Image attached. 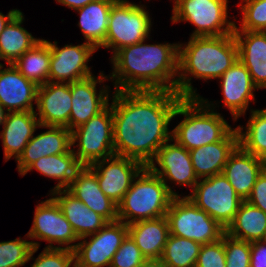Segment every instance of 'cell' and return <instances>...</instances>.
Segmentation results:
<instances>
[{
    "mask_svg": "<svg viewBox=\"0 0 266 267\" xmlns=\"http://www.w3.org/2000/svg\"><path fill=\"white\" fill-rule=\"evenodd\" d=\"M112 96L115 155L148 167L158 149L172 141L168 125L183 99L172 91H114Z\"/></svg>",
    "mask_w": 266,
    "mask_h": 267,
    "instance_id": "6da1fadb",
    "label": "cell"
},
{
    "mask_svg": "<svg viewBox=\"0 0 266 267\" xmlns=\"http://www.w3.org/2000/svg\"><path fill=\"white\" fill-rule=\"evenodd\" d=\"M145 40L117 50L111 57L115 91L176 92L178 44H144ZM176 77V78H175Z\"/></svg>",
    "mask_w": 266,
    "mask_h": 267,
    "instance_id": "7a4b0ae2",
    "label": "cell"
},
{
    "mask_svg": "<svg viewBox=\"0 0 266 267\" xmlns=\"http://www.w3.org/2000/svg\"><path fill=\"white\" fill-rule=\"evenodd\" d=\"M237 59L238 45L233 33L190 37L188 43L179 44L176 93L183 98H199L191 78L219 79Z\"/></svg>",
    "mask_w": 266,
    "mask_h": 267,
    "instance_id": "3957f363",
    "label": "cell"
},
{
    "mask_svg": "<svg viewBox=\"0 0 266 267\" xmlns=\"http://www.w3.org/2000/svg\"><path fill=\"white\" fill-rule=\"evenodd\" d=\"M213 105L202 97L183 98L173 118L183 115L184 119L172 130V142L176 141L190 151L221 141L232 127L220 113L214 112Z\"/></svg>",
    "mask_w": 266,
    "mask_h": 267,
    "instance_id": "277c9868",
    "label": "cell"
},
{
    "mask_svg": "<svg viewBox=\"0 0 266 267\" xmlns=\"http://www.w3.org/2000/svg\"><path fill=\"white\" fill-rule=\"evenodd\" d=\"M173 198L162 179L144 167L118 204V220L129 225L166 216Z\"/></svg>",
    "mask_w": 266,
    "mask_h": 267,
    "instance_id": "5b68a950",
    "label": "cell"
},
{
    "mask_svg": "<svg viewBox=\"0 0 266 267\" xmlns=\"http://www.w3.org/2000/svg\"><path fill=\"white\" fill-rule=\"evenodd\" d=\"M144 7L128 0H116L109 13L105 42L100 47L111 48L114 54L125 46L149 38L152 18Z\"/></svg>",
    "mask_w": 266,
    "mask_h": 267,
    "instance_id": "8992f818",
    "label": "cell"
},
{
    "mask_svg": "<svg viewBox=\"0 0 266 267\" xmlns=\"http://www.w3.org/2000/svg\"><path fill=\"white\" fill-rule=\"evenodd\" d=\"M74 145L78 149L72 151L82 166L115 155L111 105L71 131V146Z\"/></svg>",
    "mask_w": 266,
    "mask_h": 267,
    "instance_id": "52a82bcc",
    "label": "cell"
},
{
    "mask_svg": "<svg viewBox=\"0 0 266 267\" xmlns=\"http://www.w3.org/2000/svg\"><path fill=\"white\" fill-rule=\"evenodd\" d=\"M171 235L203 244L222 238L225 228L189 198L174 197L166 213Z\"/></svg>",
    "mask_w": 266,
    "mask_h": 267,
    "instance_id": "ba28073f",
    "label": "cell"
},
{
    "mask_svg": "<svg viewBox=\"0 0 266 267\" xmlns=\"http://www.w3.org/2000/svg\"><path fill=\"white\" fill-rule=\"evenodd\" d=\"M228 0H182L173 7L171 21H186L196 29L190 37L221 36L234 33L236 23L228 20Z\"/></svg>",
    "mask_w": 266,
    "mask_h": 267,
    "instance_id": "9c48e42d",
    "label": "cell"
},
{
    "mask_svg": "<svg viewBox=\"0 0 266 267\" xmlns=\"http://www.w3.org/2000/svg\"><path fill=\"white\" fill-rule=\"evenodd\" d=\"M199 180L186 197L226 229L243 200L223 173Z\"/></svg>",
    "mask_w": 266,
    "mask_h": 267,
    "instance_id": "30bf717a",
    "label": "cell"
},
{
    "mask_svg": "<svg viewBox=\"0 0 266 267\" xmlns=\"http://www.w3.org/2000/svg\"><path fill=\"white\" fill-rule=\"evenodd\" d=\"M128 235V226L116 220L75 244V267H110L114 254ZM89 238V241L86 239Z\"/></svg>",
    "mask_w": 266,
    "mask_h": 267,
    "instance_id": "8fae6325",
    "label": "cell"
},
{
    "mask_svg": "<svg viewBox=\"0 0 266 267\" xmlns=\"http://www.w3.org/2000/svg\"><path fill=\"white\" fill-rule=\"evenodd\" d=\"M26 236L48 242L46 248H64L66 245V249L74 250L75 244L72 243L79 241L53 196L36 206L33 224ZM54 243L59 246H54Z\"/></svg>",
    "mask_w": 266,
    "mask_h": 267,
    "instance_id": "7c38bea8",
    "label": "cell"
},
{
    "mask_svg": "<svg viewBox=\"0 0 266 267\" xmlns=\"http://www.w3.org/2000/svg\"><path fill=\"white\" fill-rule=\"evenodd\" d=\"M51 50L48 82L72 83L92 76L87 63L97 50L86 41L80 45L67 44L62 48L57 42L45 40Z\"/></svg>",
    "mask_w": 266,
    "mask_h": 267,
    "instance_id": "4fadbf2b",
    "label": "cell"
},
{
    "mask_svg": "<svg viewBox=\"0 0 266 267\" xmlns=\"http://www.w3.org/2000/svg\"><path fill=\"white\" fill-rule=\"evenodd\" d=\"M168 142L170 141H167L158 149L155 158L148 168L162 179L174 197H180L167 184L168 180L179 186H190L191 190H193L199 179L195 174L190 152L176 141L173 144ZM155 162L160 168H157Z\"/></svg>",
    "mask_w": 266,
    "mask_h": 267,
    "instance_id": "5bb4252c",
    "label": "cell"
},
{
    "mask_svg": "<svg viewBox=\"0 0 266 267\" xmlns=\"http://www.w3.org/2000/svg\"><path fill=\"white\" fill-rule=\"evenodd\" d=\"M96 173L102 192L117 205L144 166L131 158L113 155L89 165Z\"/></svg>",
    "mask_w": 266,
    "mask_h": 267,
    "instance_id": "9a60e30c",
    "label": "cell"
},
{
    "mask_svg": "<svg viewBox=\"0 0 266 267\" xmlns=\"http://www.w3.org/2000/svg\"><path fill=\"white\" fill-rule=\"evenodd\" d=\"M109 80L100 72L98 78L94 75L71 83V112L69 130L86 123L93 116L102 112L109 103V86H103L97 94V83Z\"/></svg>",
    "mask_w": 266,
    "mask_h": 267,
    "instance_id": "2e32d148",
    "label": "cell"
},
{
    "mask_svg": "<svg viewBox=\"0 0 266 267\" xmlns=\"http://www.w3.org/2000/svg\"><path fill=\"white\" fill-rule=\"evenodd\" d=\"M36 106L40 125L64 126L69 130L71 83L47 82L38 86Z\"/></svg>",
    "mask_w": 266,
    "mask_h": 267,
    "instance_id": "e0dca14e",
    "label": "cell"
},
{
    "mask_svg": "<svg viewBox=\"0 0 266 267\" xmlns=\"http://www.w3.org/2000/svg\"><path fill=\"white\" fill-rule=\"evenodd\" d=\"M219 79L224 105L236 121L241 115H245L249 101H255L254 90L258 88L253 84L248 69L239 58Z\"/></svg>",
    "mask_w": 266,
    "mask_h": 267,
    "instance_id": "ac0fdd59",
    "label": "cell"
},
{
    "mask_svg": "<svg viewBox=\"0 0 266 267\" xmlns=\"http://www.w3.org/2000/svg\"><path fill=\"white\" fill-rule=\"evenodd\" d=\"M0 63V104L6 112L35 111L38 86L22 75L13 64Z\"/></svg>",
    "mask_w": 266,
    "mask_h": 267,
    "instance_id": "d6986e66",
    "label": "cell"
},
{
    "mask_svg": "<svg viewBox=\"0 0 266 267\" xmlns=\"http://www.w3.org/2000/svg\"><path fill=\"white\" fill-rule=\"evenodd\" d=\"M266 168V161L246 152L239 145L229 155L223 174L233 186L236 194L246 201L257 177Z\"/></svg>",
    "mask_w": 266,
    "mask_h": 267,
    "instance_id": "ffe728a7",
    "label": "cell"
},
{
    "mask_svg": "<svg viewBox=\"0 0 266 267\" xmlns=\"http://www.w3.org/2000/svg\"><path fill=\"white\" fill-rule=\"evenodd\" d=\"M67 190L108 222L118 220V205L100 189L96 173L89 166H82Z\"/></svg>",
    "mask_w": 266,
    "mask_h": 267,
    "instance_id": "44dd1931",
    "label": "cell"
},
{
    "mask_svg": "<svg viewBox=\"0 0 266 267\" xmlns=\"http://www.w3.org/2000/svg\"><path fill=\"white\" fill-rule=\"evenodd\" d=\"M40 128H49L30 139L24 147L23 153L17 161V169L21 175L24 170L34 161L41 157L67 153L72 149L71 131L64 126H43Z\"/></svg>",
    "mask_w": 266,
    "mask_h": 267,
    "instance_id": "7402d4cb",
    "label": "cell"
},
{
    "mask_svg": "<svg viewBox=\"0 0 266 267\" xmlns=\"http://www.w3.org/2000/svg\"><path fill=\"white\" fill-rule=\"evenodd\" d=\"M238 58L248 69L253 84L266 88V31L234 30Z\"/></svg>",
    "mask_w": 266,
    "mask_h": 267,
    "instance_id": "603a6c76",
    "label": "cell"
},
{
    "mask_svg": "<svg viewBox=\"0 0 266 267\" xmlns=\"http://www.w3.org/2000/svg\"><path fill=\"white\" fill-rule=\"evenodd\" d=\"M35 113L36 111L7 112L0 133L6 161L13 156L17 160L39 128V120Z\"/></svg>",
    "mask_w": 266,
    "mask_h": 267,
    "instance_id": "cb8c5ba5",
    "label": "cell"
},
{
    "mask_svg": "<svg viewBox=\"0 0 266 267\" xmlns=\"http://www.w3.org/2000/svg\"><path fill=\"white\" fill-rule=\"evenodd\" d=\"M238 146V132L232 129L221 141L190 150L192 165L198 179L223 172L229 155Z\"/></svg>",
    "mask_w": 266,
    "mask_h": 267,
    "instance_id": "d4e9b609",
    "label": "cell"
},
{
    "mask_svg": "<svg viewBox=\"0 0 266 267\" xmlns=\"http://www.w3.org/2000/svg\"><path fill=\"white\" fill-rule=\"evenodd\" d=\"M51 195L79 239L95 234L108 223L103 216L95 213L67 189L51 191Z\"/></svg>",
    "mask_w": 266,
    "mask_h": 267,
    "instance_id": "484cf974",
    "label": "cell"
},
{
    "mask_svg": "<svg viewBox=\"0 0 266 267\" xmlns=\"http://www.w3.org/2000/svg\"><path fill=\"white\" fill-rule=\"evenodd\" d=\"M128 226V234L146 259H160L170 235L166 216L140 220Z\"/></svg>",
    "mask_w": 266,
    "mask_h": 267,
    "instance_id": "4316f807",
    "label": "cell"
},
{
    "mask_svg": "<svg viewBox=\"0 0 266 267\" xmlns=\"http://www.w3.org/2000/svg\"><path fill=\"white\" fill-rule=\"evenodd\" d=\"M116 0H96L76 9L80 14V27L87 43L97 50L105 42L108 28V17L112 4Z\"/></svg>",
    "mask_w": 266,
    "mask_h": 267,
    "instance_id": "83f0119b",
    "label": "cell"
},
{
    "mask_svg": "<svg viewBox=\"0 0 266 267\" xmlns=\"http://www.w3.org/2000/svg\"><path fill=\"white\" fill-rule=\"evenodd\" d=\"M82 167L77 161L76 155L72 149L63 154L49 155L41 157L31 163L21 174L24 176L33 169L42 175L58 180V183L51 191L58 189H67L76 175V172Z\"/></svg>",
    "mask_w": 266,
    "mask_h": 267,
    "instance_id": "f1b7e54d",
    "label": "cell"
},
{
    "mask_svg": "<svg viewBox=\"0 0 266 267\" xmlns=\"http://www.w3.org/2000/svg\"><path fill=\"white\" fill-rule=\"evenodd\" d=\"M23 20L24 15L19 11L0 33V60H5L6 64H13L42 40L33 37L21 26Z\"/></svg>",
    "mask_w": 266,
    "mask_h": 267,
    "instance_id": "f546056e",
    "label": "cell"
},
{
    "mask_svg": "<svg viewBox=\"0 0 266 267\" xmlns=\"http://www.w3.org/2000/svg\"><path fill=\"white\" fill-rule=\"evenodd\" d=\"M225 233L250 243L263 240L266 233V213L243 201Z\"/></svg>",
    "mask_w": 266,
    "mask_h": 267,
    "instance_id": "4dcf8cb0",
    "label": "cell"
},
{
    "mask_svg": "<svg viewBox=\"0 0 266 267\" xmlns=\"http://www.w3.org/2000/svg\"><path fill=\"white\" fill-rule=\"evenodd\" d=\"M50 57V46L45 39H42L32 49L20 56L13 66L28 80L41 86L48 82Z\"/></svg>",
    "mask_w": 266,
    "mask_h": 267,
    "instance_id": "1f68e13d",
    "label": "cell"
},
{
    "mask_svg": "<svg viewBox=\"0 0 266 267\" xmlns=\"http://www.w3.org/2000/svg\"><path fill=\"white\" fill-rule=\"evenodd\" d=\"M251 117L244 127L236 126L238 132V145L256 157L266 161V108L251 109Z\"/></svg>",
    "mask_w": 266,
    "mask_h": 267,
    "instance_id": "d6a6232c",
    "label": "cell"
},
{
    "mask_svg": "<svg viewBox=\"0 0 266 267\" xmlns=\"http://www.w3.org/2000/svg\"><path fill=\"white\" fill-rule=\"evenodd\" d=\"M200 248L198 242L170 234L160 260L166 267H195Z\"/></svg>",
    "mask_w": 266,
    "mask_h": 267,
    "instance_id": "836d02e7",
    "label": "cell"
},
{
    "mask_svg": "<svg viewBox=\"0 0 266 267\" xmlns=\"http://www.w3.org/2000/svg\"><path fill=\"white\" fill-rule=\"evenodd\" d=\"M33 247H40L38 242L23 240L20 237L11 241L0 242V267H22L29 260Z\"/></svg>",
    "mask_w": 266,
    "mask_h": 267,
    "instance_id": "e575fe53",
    "label": "cell"
},
{
    "mask_svg": "<svg viewBox=\"0 0 266 267\" xmlns=\"http://www.w3.org/2000/svg\"><path fill=\"white\" fill-rule=\"evenodd\" d=\"M238 4L243 13L241 27L234 30L266 31V0H241Z\"/></svg>",
    "mask_w": 266,
    "mask_h": 267,
    "instance_id": "d590c367",
    "label": "cell"
},
{
    "mask_svg": "<svg viewBox=\"0 0 266 267\" xmlns=\"http://www.w3.org/2000/svg\"><path fill=\"white\" fill-rule=\"evenodd\" d=\"M39 248L33 247L28 260H35L31 267H75L74 250L64 248H44L36 259L33 254Z\"/></svg>",
    "mask_w": 266,
    "mask_h": 267,
    "instance_id": "8d00e7d4",
    "label": "cell"
},
{
    "mask_svg": "<svg viewBox=\"0 0 266 267\" xmlns=\"http://www.w3.org/2000/svg\"><path fill=\"white\" fill-rule=\"evenodd\" d=\"M226 267H250L251 243L224 233Z\"/></svg>",
    "mask_w": 266,
    "mask_h": 267,
    "instance_id": "74e56055",
    "label": "cell"
},
{
    "mask_svg": "<svg viewBox=\"0 0 266 267\" xmlns=\"http://www.w3.org/2000/svg\"><path fill=\"white\" fill-rule=\"evenodd\" d=\"M147 259L128 234L114 254L110 267H140Z\"/></svg>",
    "mask_w": 266,
    "mask_h": 267,
    "instance_id": "f35d334b",
    "label": "cell"
},
{
    "mask_svg": "<svg viewBox=\"0 0 266 267\" xmlns=\"http://www.w3.org/2000/svg\"><path fill=\"white\" fill-rule=\"evenodd\" d=\"M195 267H226L224 234L218 241L201 245Z\"/></svg>",
    "mask_w": 266,
    "mask_h": 267,
    "instance_id": "ab89813d",
    "label": "cell"
},
{
    "mask_svg": "<svg viewBox=\"0 0 266 267\" xmlns=\"http://www.w3.org/2000/svg\"><path fill=\"white\" fill-rule=\"evenodd\" d=\"M246 201L266 213V168L257 177L251 194Z\"/></svg>",
    "mask_w": 266,
    "mask_h": 267,
    "instance_id": "60d3db41",
    "label": "cell"
},
{
    "mask_svg": "<svg viewBox=\"0 0 266 267\" xmlns=\"http://www.w3.org/2000/svg\"><path fill=\"white\" fill-rule=\"evenodd\" d=\"M250 267H266V242H251Z\"/></svg>",
    "mask_w": 266,
    "mask_h": 267,
    "instance_id": "b9f144b4",
    "label": "cell"
},
{
    "mask_svg": "<svg viewBox=\"0 0 266 267\" xmlns=\"http://www.w3.org/2000/svg\"><path fill=\"white\" fill-rule=\"evenodd\" d=\"M96 0H56V2L67 6L70 9H79L82 8L84 6H86L87 4L94 2Z\"/></svg>",
    "mask_w": 266,
    "mask_h": 267,
    "instance_id": "7bdbcfd3",
    "label": "cell"
},
{
    "mask_svg": "<svg viewBox=\"0 0 266 267\" xmlns=\"http://www.w3.org/2000/svg\"><path fill=\"white\" fill-rule=\"evenodd\" d=\"M20 10L12 9L7 15L0 12V33L5 29L7 23L19 12Z\"/></svg>",
    "mask_w": 266,
    "mask_h": 267,
    "instance_id": "ee69618b",
    "label": "cell"
},
{
    "mask_svg": "<svg viewBox=\"0 0 266 267\" xmlns=\"http://www.w3.org/2000/svg\"><path fill=\"white\" fill-rule=\"evenodd\" d=\"M140 267H166L160 259H147Z\"/></svg>",
    "mask_w": 266,
    "mask_h": 267,
    "instance_id": "f6af8a7d",
    "label": "cell"
},
{
    "mask_svg": "<svg viewBox=\"0 0 266 267\" xmlns=\"http://www.w3.org/2000/svg\"><path fill=\"white\" fill-rule=\"evenodd\" d=\"M6 110L0 104V125H3L5 117H6Z\"/></svg>",
    "mask_w": 266,
    "mask_h": 267,
    "instance_id": "bcb514c9",
    "label": "cell"
},
{
    "mask_svg": "<svg viewBox=\"0 0 266 267\" xmlns=\"http://www.w3.org/2000/svg\"><path fill=\"white\" fill-rule=\"evenodd\" d=\"M182 0H174V7L179 3V2H181Z\"/></svg>",
    "mask_w": 266,
    "mask_h": 267,
    "instance_id": "7dc6e473",
    "label": "cell"
},
{
    "mask_svg": "<svg viewBox=\"0 0 266 267\" xmlns=\"http://www.w3.org/2000/svg\"><path fill=\"white\" fill-rule=\"evenodd\" d=\"M263 241L266 242V233H265V236H264V238H263Z\"/></svg>",
    "mask_w": 266,
    "mask_h": 267,
    "instance_id": "c3c4849f",
    "label": "cell"
}]
</instances>
